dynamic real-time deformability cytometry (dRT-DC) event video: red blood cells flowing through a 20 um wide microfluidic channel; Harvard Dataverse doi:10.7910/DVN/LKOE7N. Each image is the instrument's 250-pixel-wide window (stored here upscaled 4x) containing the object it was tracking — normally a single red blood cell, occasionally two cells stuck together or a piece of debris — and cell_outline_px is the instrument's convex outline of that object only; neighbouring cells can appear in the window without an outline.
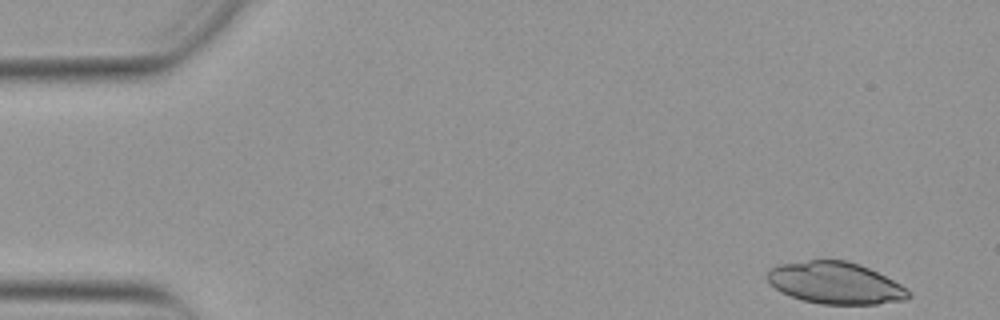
{"species": "Egyptian fruit bat (a non-hibernating species)", "species_latin": "Rousettus aegyptiacus", "temperature_condition": "warm", "stored_images_in_passage": 20, "camera_frame_rate_fps": 3000, "um_per_image_px": 0.085, "animal": {"sex": "female"}, "frame": {"image": 1, "passage_image": 1, "time_ms": 0.0, "image_size_px": [1000, 320], "cell_outline_px": [[912, 296], [904, 300], [876, 304], [820, 304], [804, 300], [780, 292], [764, 276], [772, 268], [780, 264], [808, 260], [848, 260], [860, 264], [900, 284], [912, 292]], "centroid_in_image_um": [71.01, 24.05], "position_along_channel_um": 14.0, "area_um2": 34.28}}
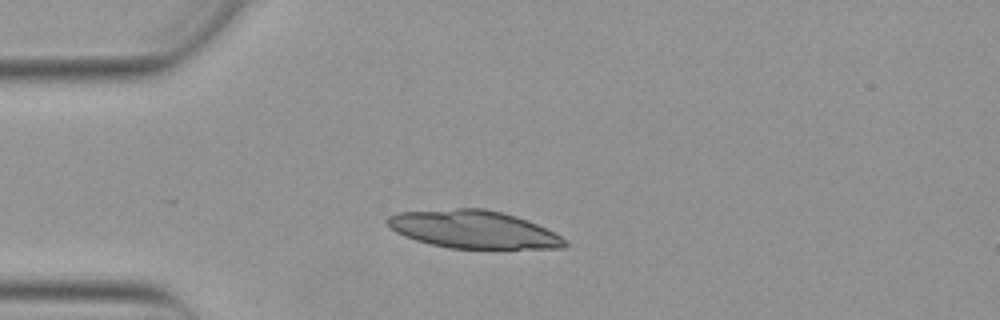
{"frame": {"image": 2, "passage_image": 11, "time_ms": 3.333, "image_size_px": [1000, 320], "cell_outline_px": [[568, 244], [564, 248], [448, 248], [416, 240], [404, 236], [396, 232], [384, 220], [388, 216], [396, 212], [456, 208], [484, 208], [504, 212], [528, 220], [568, 240]], "centroid_in_image_um": [40.22, 19.49], "position_along_channel_um": 44.8, "area_um2": 39.07}}